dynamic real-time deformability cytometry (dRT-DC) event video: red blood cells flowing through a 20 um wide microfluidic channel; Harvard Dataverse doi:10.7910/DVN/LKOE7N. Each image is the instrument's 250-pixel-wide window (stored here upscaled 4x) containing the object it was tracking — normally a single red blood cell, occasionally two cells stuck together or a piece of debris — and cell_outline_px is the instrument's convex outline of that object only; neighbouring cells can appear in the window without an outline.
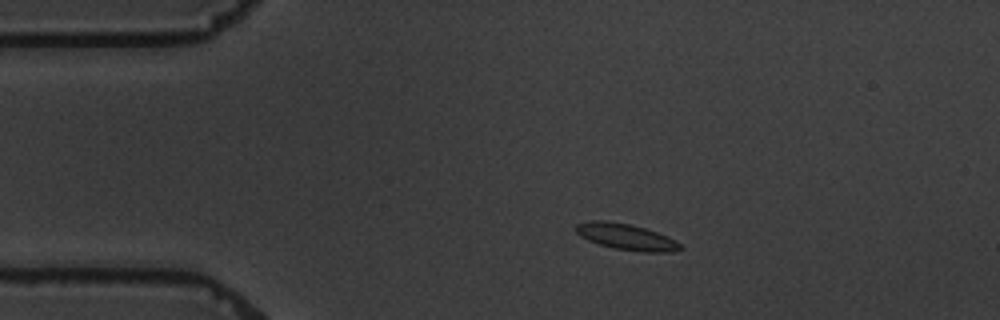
{"species": "common noctule bat (a hibernating species)", "species_latin": "Nyctalus noctula", "temperature_condition": "warm", "stored_images_in_passage": 4, "camera_frame_rate_fps": 3000, "um_per_image_px": 0.085, "animal": {"sex": "male", "body_mass_g": 19.5, "forearm_length_mm": 54.6}, "frame": {"image": 1, "passage_image": 3, "time_ms": 2.333, "image_size_px": [1000, 320], "cell_outline_px": [[684, 248], [672, 252], [644, 252], [612, 248], [588, 240], [580, 236], [576, 232], [576, 224], [592, 220], [608, 220], [628, 224], [644, 228], [668, 236], [676, 240]], "centroid_in_image_um": [53.24, 20.13], "position_along_channel_um": 31.8, "area_um2": 15.9}}